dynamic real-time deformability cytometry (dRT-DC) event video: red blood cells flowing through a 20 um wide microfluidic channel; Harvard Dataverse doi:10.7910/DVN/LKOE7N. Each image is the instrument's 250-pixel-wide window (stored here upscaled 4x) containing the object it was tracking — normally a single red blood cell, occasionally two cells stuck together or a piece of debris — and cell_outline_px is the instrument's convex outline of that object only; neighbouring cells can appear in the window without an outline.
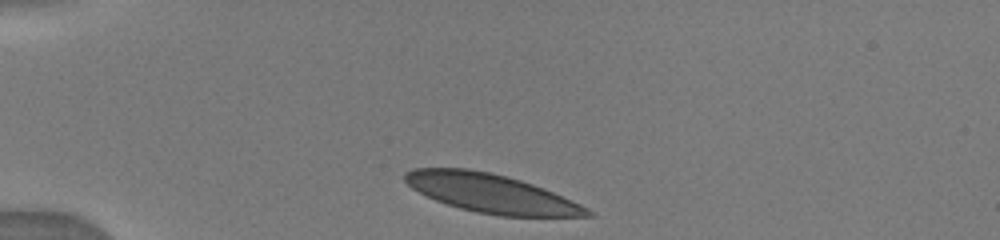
{"species": "human", "species_latin": "Homo sapiens", "temperature_condition": "warm", "stored_images_in_passage": 2, "camera_frame_rate_fps": 3000, "um_per_image_px": 0.085, "donor": {"sex": "male"}, "frame": {"image": 1, "passage_image": 1, "time_ms": 0.0, "image_size_px": [1000, 240], "cell_outline_px": [[592, 216], [500, 216], [476, 212], [460, 208], [436, 200], [412, 188], [404, 180], [404, 172], [412, 168], [468, 168], [488, 172], [520, 180], [544, 188], [580, 204], [588, 208], [592, 212]], "centroid_in_image_um": [41.72, 16.43], "position_along_channel_um": 43.3, "area_um2": 40.69}}